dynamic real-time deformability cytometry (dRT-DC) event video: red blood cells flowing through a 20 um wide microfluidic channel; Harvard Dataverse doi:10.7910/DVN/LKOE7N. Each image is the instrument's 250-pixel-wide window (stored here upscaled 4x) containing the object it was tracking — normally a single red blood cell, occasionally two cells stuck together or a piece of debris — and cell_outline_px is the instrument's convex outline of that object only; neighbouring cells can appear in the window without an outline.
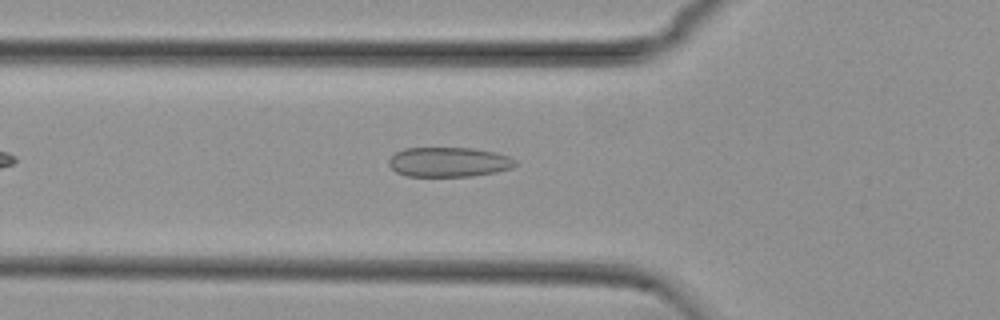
{"species": "common noctule bat (a hibernating species)", "species_latin": "Nyctalus noctula", "temperature_condition": "cold", "stored_images_in_passage": 43, "camera_frame_rate_fps": 3000, "um_per_image_px": 0.085, "animal": {"sex": "female", "body_mass_g": 29.2, "forearm_length_mm": 56.3}, "frame": {"image": 1, "passage_image": 7, "time_ms": 2.0, "image_size_px": [1000, 320], "cell_outline_px": [[520, 164], [512, 168], [496, 172], [472, 176], [408, 176], [396, 172], [388, 164], [388, 160], [396, 152], [404, 148], [472, 148], [496, 152], [508, 156], [516, 160]], "centroid_in_image_um": [38.18, 13.77], "position_along_channel_um": 87.6, "area_um2": 22.02}}
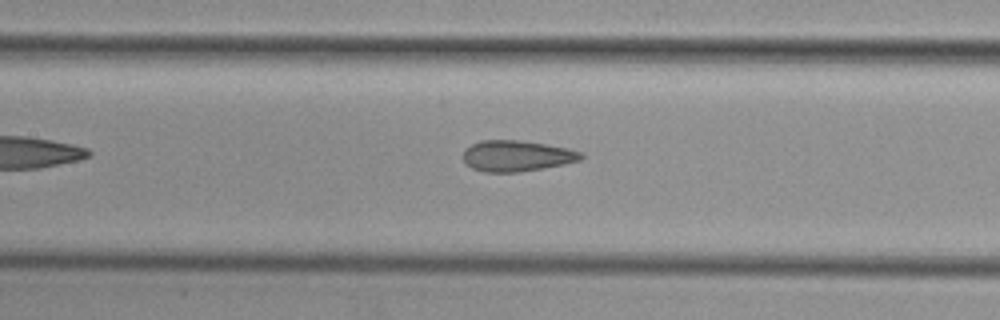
{"frame": {"image": 2, "passage_image": 13, "time_ms": 4.0, "image_size_px": [1000, 320], "cell_outline_px": [[584, 156], [580, 160], [564, 164], [516, 172], [484, 172], [472, 168], [464, 160], [464, 148], [480, 140], [520, 140], [568, 148], [580, 152]], "centroid_in_image_um": [43.9, 13.24], "position_along_channel_um": 163.5, "area_um2": 21.04}}
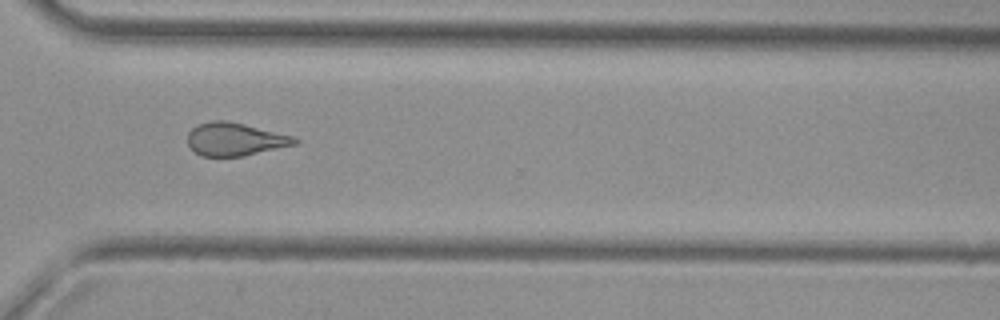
{"frame": {"image": 3, "passage_image": 28, "time_ms": 9.0, "image_size_px": [1000, 320], "cell_outline_px": [[300, 140], [296, 144], [244, 156], [200, 156], [188, 144], [188, 132], [196, 124], [212, 120], [228, 120], [292, 136]], "centroid_in_image_um": [19.95, 11.83], "position_along_channel_um": 350.7, "area_um2": 20.52}, "authors_computed_cell_mechanics": {"area_um2": 21.097, "velocity_mm_per_s": 3.7477, "shape_relaxation_time_tau1_ms": null, "shape_relaxation_time_tau2_ms": 2.1132, "deformation_change_tau1": null, "deformation_change_tau2": 0.0905}}